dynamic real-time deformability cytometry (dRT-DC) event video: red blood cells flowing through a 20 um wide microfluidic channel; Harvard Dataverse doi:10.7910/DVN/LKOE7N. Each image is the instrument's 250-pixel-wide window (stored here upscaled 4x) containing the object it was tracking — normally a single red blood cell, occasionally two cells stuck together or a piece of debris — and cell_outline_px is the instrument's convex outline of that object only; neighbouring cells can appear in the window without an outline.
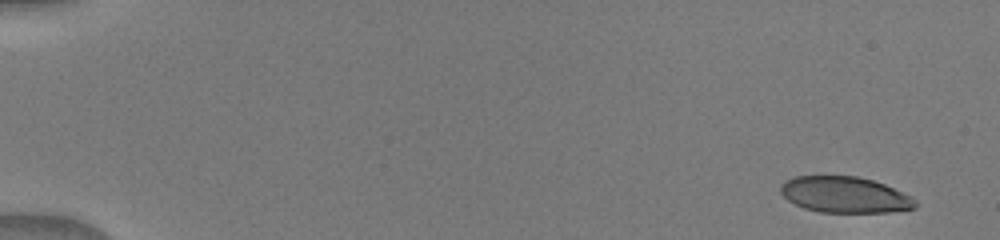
{"species": "human", "species_latin": "Homo sapiens", "temperature_condition": "warm", "stored_images_in_passage": 3, "camera_frame_rate_fps": 3000, "um_per_image_px": 0.085, "donor": {"sex": "male"}, "frame": {"image": 1, "passage_image": 1, "time_ms": 0.0, "image_size_px": [1000, 240], "cell_outline_px": [[916, 208], [888, 212], [820, 212], [804, 208], [788, 200], [780, 192], [780, 184], [784, 180], [792, 176], [856, 176], [872, 180], [884, 184], [912, 196], [916, 200]], "centroid_in_image_um": [71.79, 16.54], "position_along_channel_um": 13.2, "area_um2": 28.38}}